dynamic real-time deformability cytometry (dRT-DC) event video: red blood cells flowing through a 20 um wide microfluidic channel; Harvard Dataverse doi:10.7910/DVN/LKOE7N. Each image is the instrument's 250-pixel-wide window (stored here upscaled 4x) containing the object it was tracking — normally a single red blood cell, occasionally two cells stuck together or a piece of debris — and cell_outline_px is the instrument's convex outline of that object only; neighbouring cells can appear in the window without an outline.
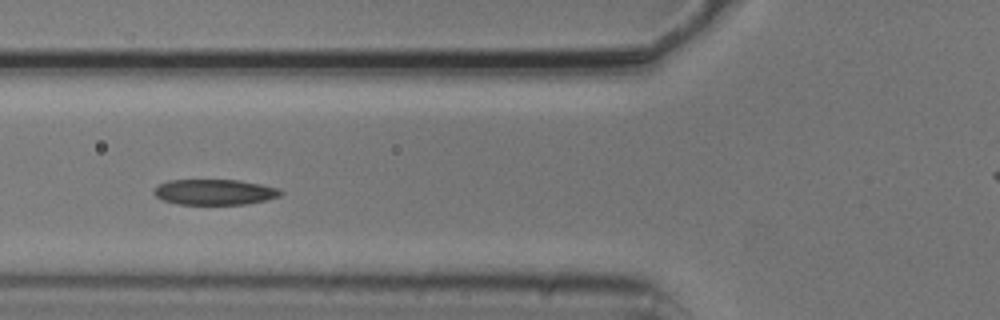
{"species": "common noctule bat (a hibernating species)", "species_latin": "Nyctalus noctula", "temperature_condition": "cold", "stored_images_in_passage": 7, "camera_frame_rate_fps": 3000, "um_per_image_px": 0.085, "animal": {"sex": "male", "body_mass_g": 20.5, "forearm_length_mm": 52.5}, "frame": {"image": 1, "passage_image": 6, "time_ms": 1.667, "image_size_px": [1000, 320], "cell_outline_px": [[284, 192], [280, 196], [248, 204], [176, 204], [164, 200], [156, 196], [152, 192], [160, 184], [168, 180], [240, 180], [280, 188]], "centroid_in_image_um": [18.27, 16.32], "position_along_channel_um": 107.5, "area_um2": 18.84}}
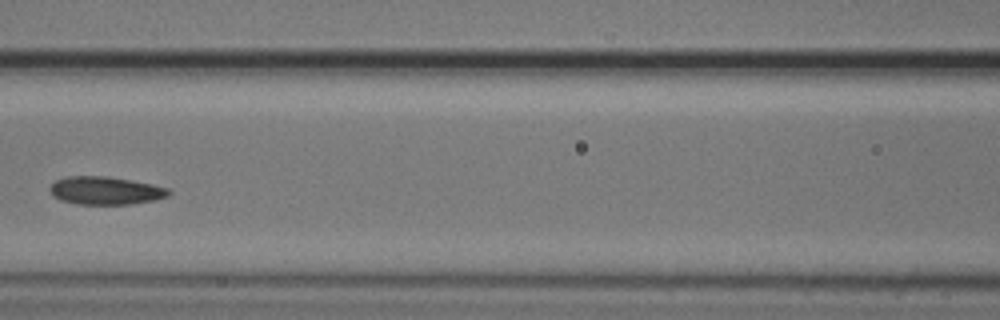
{"frame": {"image": 2, "passage_image": 7, "time_ms": 2.0, "image_size_px": [1000, 320], "cell_outline_px": [[172, 192], [168, 196], [152, 200], [132, 204], [76, 204], [60, 200], [52, 196], [48, 188], [56, 180], [68, 176], [104, 176], [152, 184], [168, 188]], "centroid_in_image_um": [8.93, 16.2], "position_along_channel_um": 157.7, "area_um2": 19.31}}